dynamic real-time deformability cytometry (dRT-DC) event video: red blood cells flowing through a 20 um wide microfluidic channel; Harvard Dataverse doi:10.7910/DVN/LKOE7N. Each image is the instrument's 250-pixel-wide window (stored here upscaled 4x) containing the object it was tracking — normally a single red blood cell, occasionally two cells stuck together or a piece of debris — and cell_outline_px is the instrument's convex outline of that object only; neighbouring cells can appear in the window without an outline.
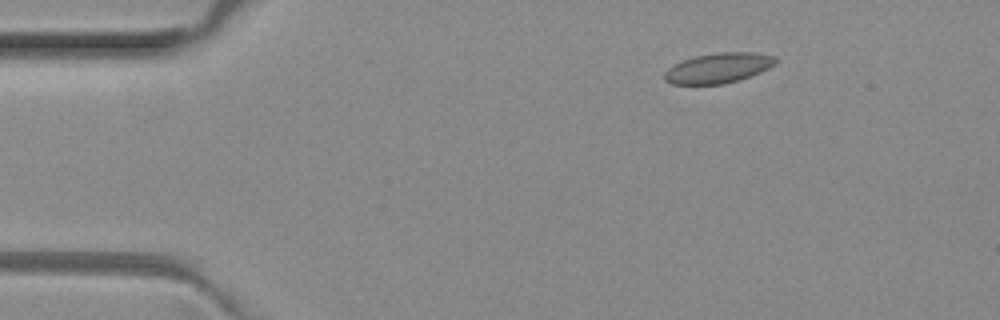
{"species": "common noctule bat (a hibernating species)", "species_latin": "Nyctalus noctula", "temperature_condition": "room temperature", "stored_images_in_passage": 3, "camera_frame_rate_fps": 3000, "um_per_image_px": 0.085, "animal": {"sex": "female", "body_mass_g": 29.2, "forearm_length_mm": 56.3}, "frame": {"image": 1, "passage_image": 3, "time_ms": 0.667, "image_size_px": [1000, 320], "cell_outline_px": [[776, 64], [760, 72], [740, 80], [724, 84], [672, 84], [664, 80], [664, 72], [668, 68], [684, 60], [696, 56], [716, 52], [756, 52], [776, 56]], "centroid_in_image_um": [61.08, 5.78], "position_along_channel_um": 23.9, "area_um2": 19.54}}